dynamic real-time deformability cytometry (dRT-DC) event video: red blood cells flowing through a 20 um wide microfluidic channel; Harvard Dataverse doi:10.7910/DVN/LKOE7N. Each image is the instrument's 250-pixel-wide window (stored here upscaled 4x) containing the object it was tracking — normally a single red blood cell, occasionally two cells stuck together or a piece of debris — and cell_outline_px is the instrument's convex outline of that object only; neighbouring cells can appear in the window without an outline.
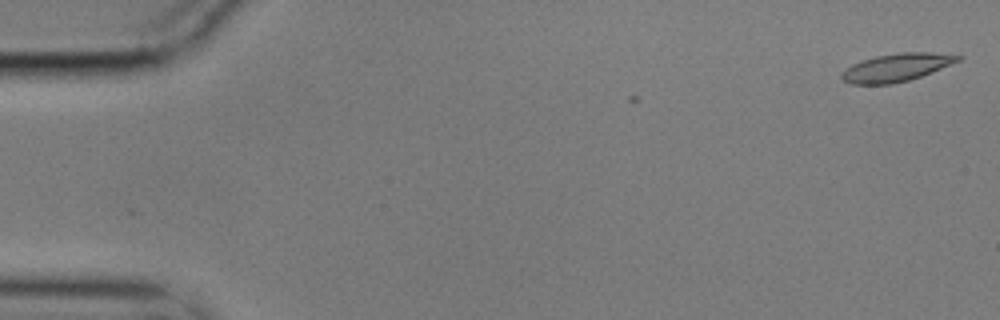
{"species": "common noctule bat (a hibernating species)", "species_latin": "Nyctalus noctula", "temperature_condition": "cold", "stored_images_in_passage": 3, "camera_frame_rate_fps": 3000, "um_per_image_px": 0.085, "animal": {"sex": "male", "body_mass_g": 17.9}, "frame": {"image": 1, "passage_image": 3, "time_ms": 0.667, "image_size_px": [1000, 320], "cell_outline_px": [[964, 56], [960, 60], [920, 76], [908, 80], [892, 84], [852, 84], [844, 80], [840, 76], [840, 72], [852, 64], [876, 56], [900, 52], [932, 52]], "centroid_in_image_um": [76.17, 5.73], "position_along_channel_um": 8.8, "area_um2": 18.67}}